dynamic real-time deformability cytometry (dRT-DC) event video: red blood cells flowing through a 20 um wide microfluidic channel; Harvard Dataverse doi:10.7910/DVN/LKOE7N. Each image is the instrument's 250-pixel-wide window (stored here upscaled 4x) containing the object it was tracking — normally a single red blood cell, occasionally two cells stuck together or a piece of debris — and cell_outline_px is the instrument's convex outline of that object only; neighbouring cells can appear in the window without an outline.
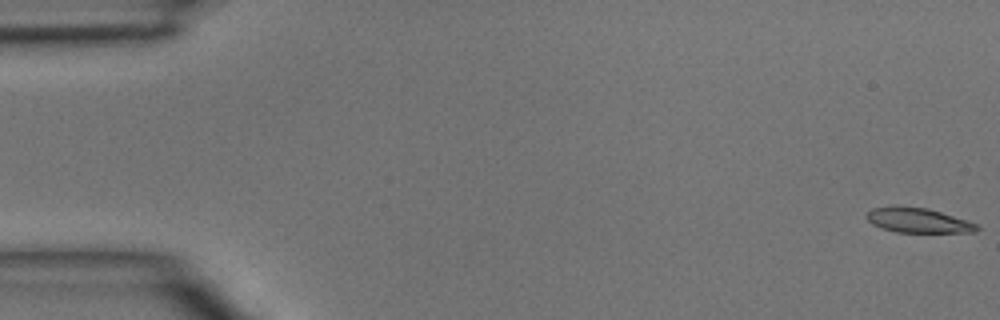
{"species": "common noctule bat (a hibernating species)", "species_latin": "Nyctalus noctula", "temperature_condition": "room temperature", "stored_images_in_passage": 46, "camera_frame_rate_fps": 3000, "um_per_image_px": 0.085, "animal": {"sex": "male", "body_mass_g": 15.6}, "frame": {"image": 1, "passage_image": 1, "time_ms": 0.0, "image_size_px": [1000, 320], "cell_outline_px": [[980, 228], [976, 232], [896, 232], [880, 228], [872, 224], [868, 220], [868, 212], [872, 208], [892, 204], [896, 204], [928, 208], [968, 220], [976, 224]], "centroid_in_image_um": [78.01, 18.7], "position_along_channel_um": 7.0, "area_um2": 16.24}}
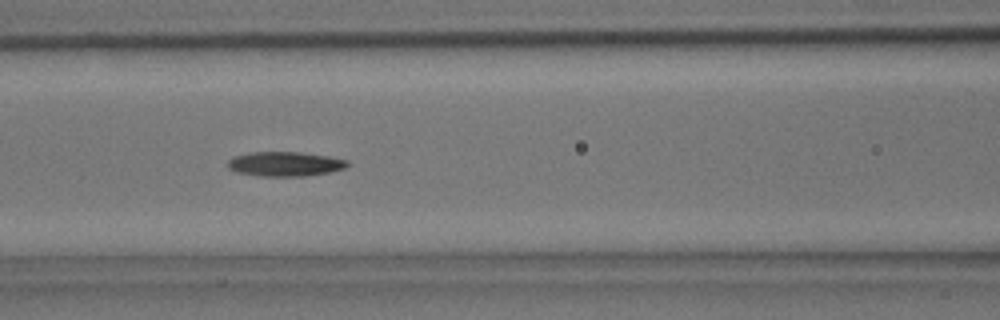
{"frame": {"image": 2, "passage_image": 20, "time_ms": 6.333, "image_size_px": [1000, 320], "cell_outline_px": [[352, 164], [344, 168], [328, 172], [304, 176], [260, 176], [236, 172], [228, 168], [228, 160], [232, 156], [248, 152], [300, 152], [328, 156], [348, 160]], "centroid_in_image_um": [24.21, 13.93], "position_along_channel_um": 142.4, "area_um2": 17.22}}
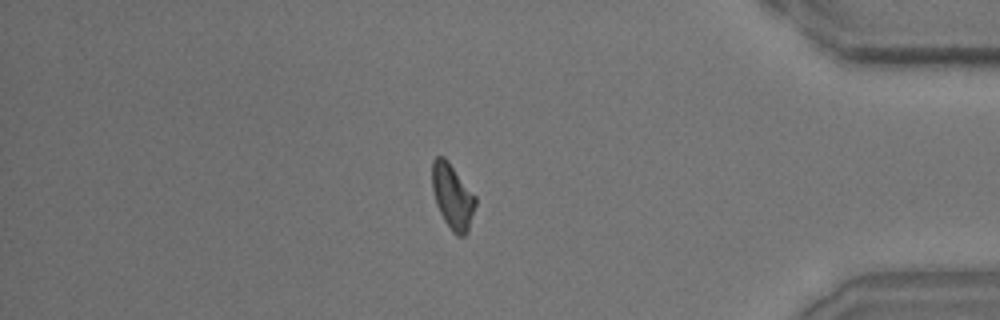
{"frame": {"image": 3, "passage_image": 40, "time_ms": 13.0, "image_size_px": [1000, 320], "cell_outline_px": [[476, 204], [468, 232], [464, 236], [456, 236], [452, 232], [444, 220], [436, 204], [432, 188], [432, 160], [436, 156], [444, 156], [448, 160], [476, 196]], "centroid_in_image_um": [38.47, 16.7], "position_along_channel_um": 396.7, "area_um2": 16.59}}